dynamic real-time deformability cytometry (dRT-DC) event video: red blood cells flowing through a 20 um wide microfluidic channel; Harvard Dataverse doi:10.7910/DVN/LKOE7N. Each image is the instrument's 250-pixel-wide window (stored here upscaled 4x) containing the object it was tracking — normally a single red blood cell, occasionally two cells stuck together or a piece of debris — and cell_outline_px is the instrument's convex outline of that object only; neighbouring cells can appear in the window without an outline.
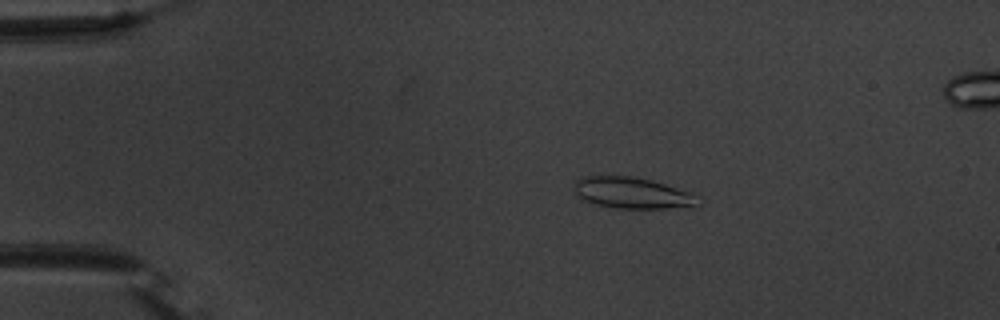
{"species": "common noctule bat (a hibernating species)", "species_latin": "Nyctalus noctula", "temperature_condition": "warm", "stored_images_in_passage": 54, "camera_frame_rate_fps": 3000, "um_per_image_px": 0.085, "animal": {"sex": "male", "body_mass_g": 20.1, "forearm_length_mm": 53.5}, "frame": {"image": 1, "passage_image": 10, "time_ms": 3.0, "image_size_px": [1000, 320], "cell_outline_px": [[700, 196], [696, 208], [620, 208], [596, 204], [584, 200], [572, 188], [572, 184], [580, 176], [632, 176], [664, 184], [692, 192]], "centroid_in_image_um": [53.78, 16.4], "position_along_channel_um": 31.2, "area_um2": 22.72}}
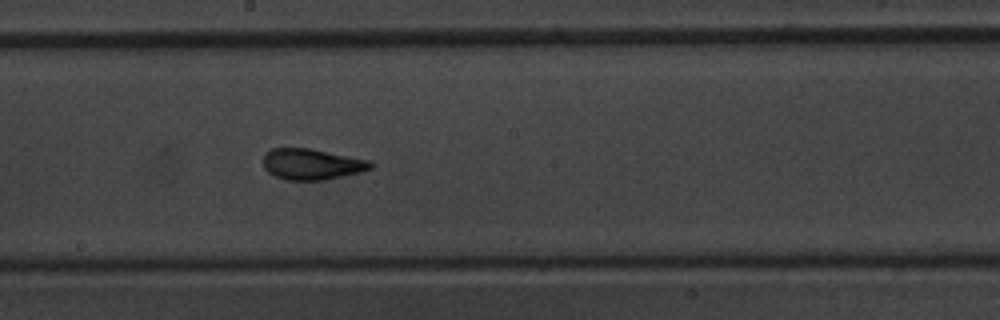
{"frame": {"image": 2, "passage_image": 30, "time_ms": 9.667, "image_size_px": [1000, 320], "cell_outline_px": [[376, 164], [372, 168], [360, 172], [324, 180], [284, 180], [268, 172], [264, 168], [264, 152], [272, 148], [308, 148], [372, 160]], "centroid_in_image_um": [26.53, 13.95], "position_along_channel_um": 221.7, "area_um2": 19.54}}
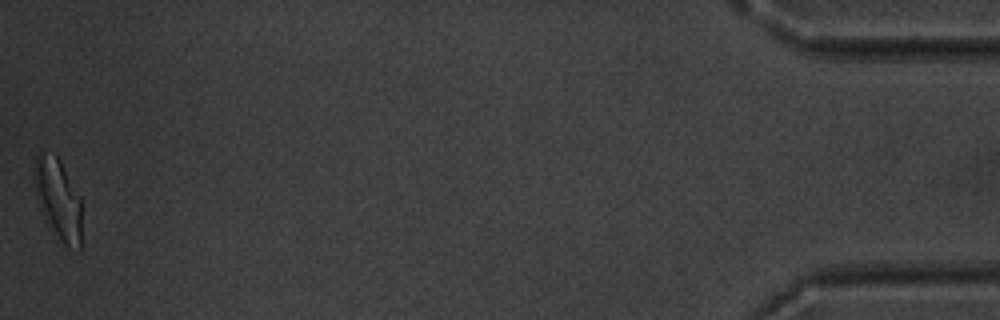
{"frame": {"image": 3, "passage_image": 54, "time_ms": 17.667, "image_size_px": [1000, 320], "cell_outline_px": [[84, 248], [80, 252], [64, 248], [56, 240], [48, 228], [36, 200], [32, 176], [36, 156], [40, 148], [56, 156], [60, 160], [80, 196]], "centroid_in_image_um": [4.96, 17.08], "position_along_channel_um": 430.2, "area_um2": 24.28}, "authors_computed_cell_mechanics": {"area_um2": 19.9121, "velocity_mm_per_s": 3.7269, "shape_relaxation_time_tau1_ms": 4.6473, "shape_relaxation_time_tau2_ms": 1.0759, "deformation_change_tau1": 0.1687, "deformation_change_tau2": 0.0878}}